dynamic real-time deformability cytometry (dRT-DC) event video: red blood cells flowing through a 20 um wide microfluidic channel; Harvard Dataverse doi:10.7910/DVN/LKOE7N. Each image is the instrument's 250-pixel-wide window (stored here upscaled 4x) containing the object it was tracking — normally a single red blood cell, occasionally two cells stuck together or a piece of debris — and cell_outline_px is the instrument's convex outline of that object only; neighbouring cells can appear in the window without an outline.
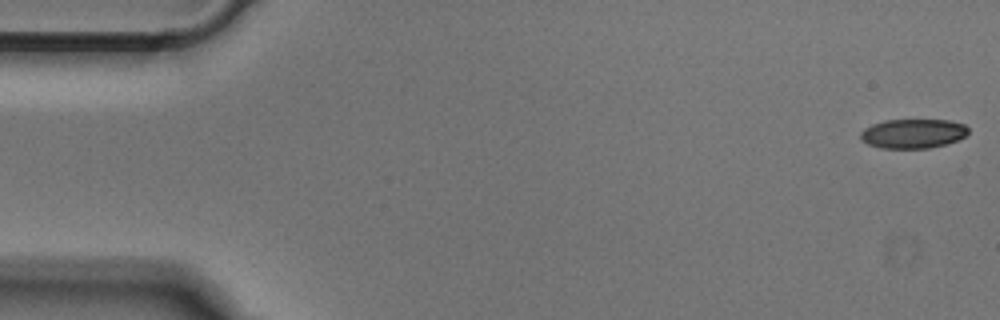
{"species": "Egyptian fruit bat (a non-hibernating species)", "species_latin": "Rousettus aegyptiacus", "temperature_condition": "cold", "stored_images_in_passage": 51, "camera_frame_rate_fps": 3000, "um_per_image_px": 0.085, "animal": {"sex": "male"}, "frame": {"image": 1, "passage_image": 1, "time_ms": 0.0, "image_size_px": [1000, 320], "cell_outline_px": [[968, 132], [964, 136], [956, 140], [944, 144], [928, 148], [880, 148], [868, 144], [860, 140], [860, 132], [864, 128], [872, 124], [884, 120], [948, 120], [964, 124], [968, 128]], "centroid_in_image_um": [77.55, 11.35], "position_along_channel_um": 7.4, "area_um2": 18.38}}
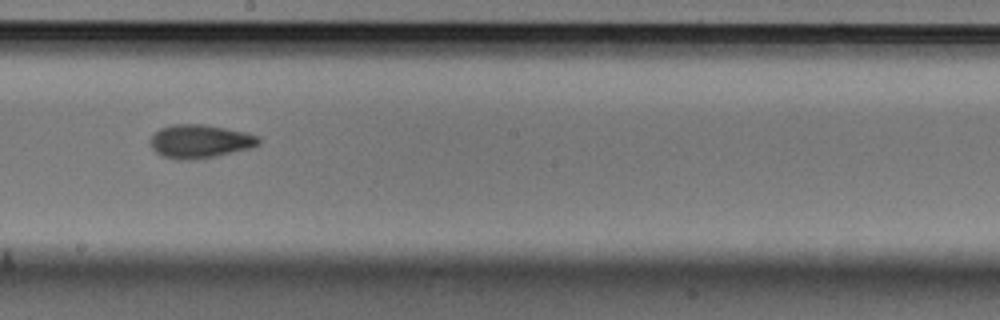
{"frame": {"image": 2, "passage_image": 28, "time_ms": 9.0, "image_size_px": [1000, 320], "cell_outline_px": [[260, 144], [252, 148], [216, 156], [196, 160], [176, 160], [160, 156], [152, 148], [148, 140], [160, 128], [172, 124], [204, 124], [244, 132], [260, 136]], "centroid_in_image_um": [16.98, 12.03], "position_along_channel_um": 231.2, "area_um2": 21.44}}
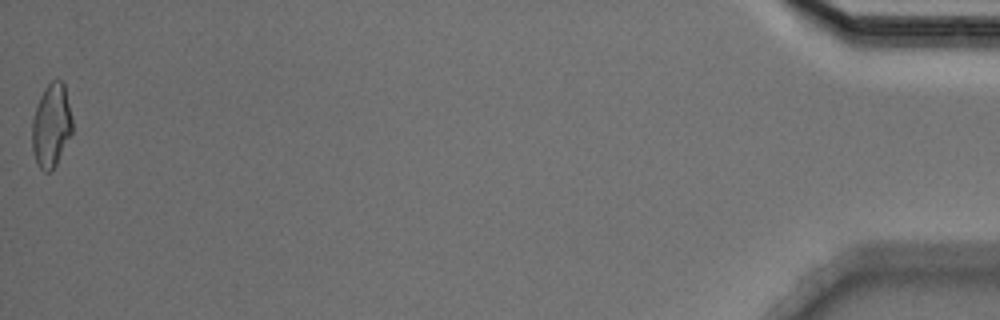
{"frame": {"image": 3, "passage_image": 51, "time_ms": 16.667, "image_size_px": [1000, 320], "cell_outline_px": [[72, 132], [56, 164], [48, 172], [44, 172], [36, 164], [32, 148], [32, 120], [40, 96], [44, 88], [52, 80], [60, 80], [64, 84], [72, 116]], "centroid_in_image_um": [4.35, 10.66], "position_along_channel_um": 430.8, "area_um2": 19.48}}